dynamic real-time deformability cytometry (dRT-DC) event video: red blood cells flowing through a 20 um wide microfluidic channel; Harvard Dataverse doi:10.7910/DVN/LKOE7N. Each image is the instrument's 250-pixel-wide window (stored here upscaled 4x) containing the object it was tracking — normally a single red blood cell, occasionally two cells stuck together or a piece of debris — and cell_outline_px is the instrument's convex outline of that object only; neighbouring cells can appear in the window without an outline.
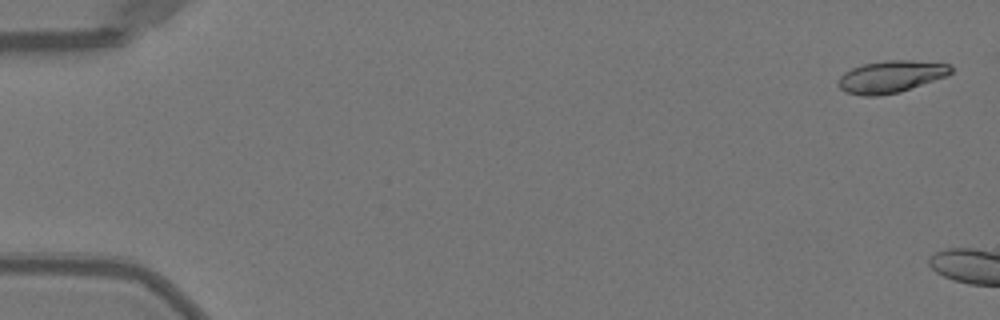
{"species": "Egyptian fruit bat (a non-hibernating species)", "species_latin": "Rousettus aegyptiacus", "temperature_condition": "warm", "stored_images_in_passage": 5, "camera_frame_rate_fps": 3000, "um_per_image_px": 0.085, "animal": {"sex": "female"}, "frame": {"image": 1, "passage_image": 2, "time_ms": 0.333, "image_size_px": [1000, 320], "cell_outline_px": [[952, 72], [948, 76], [900, 92], [880, 96], [860, 96], [844, 92], [836, 84], [836, 80], [844, 72], [852, 68], [864, 64], [888, 60], [912, 60], [948, 64], [952, 68]], "centroid_in_image_um": [75.69, 6.53], "position_along_channel_um": 9.3, "area_um2": 21.33}}